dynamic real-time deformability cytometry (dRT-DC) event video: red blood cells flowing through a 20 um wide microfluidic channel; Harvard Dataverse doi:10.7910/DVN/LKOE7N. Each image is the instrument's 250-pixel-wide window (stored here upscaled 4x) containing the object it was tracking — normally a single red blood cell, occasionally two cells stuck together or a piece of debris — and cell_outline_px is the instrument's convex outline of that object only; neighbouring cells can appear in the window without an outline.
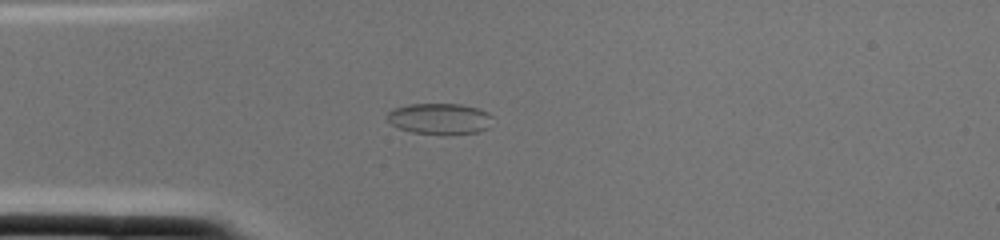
{"species": "common noctule bat (a hibernating species)", "species_latin": "Nyctalus noctula", "temperature_condition": "cold", "stored_images_in_passage": 2, "camera_frame_rate_fps": 3000, "um_per_image_px": 0.085, "animal": {"sex": "female", "body_mass_g": 22.0, "forearm_length_mm": 56.7}, "frame": {"image": 1, "passage_image": 2, "time_ms": 0.333, "image_size_px": [1000, 240], "cell_outline_px": [[496, 116], [488, 128], [480, 132], [448, 136], [412, 132], [400, 128], [392, 124], [388, 120], [388, 112], [392, 108], [408, 104], [460, 104], [476, 108], [488, 112]], "centroid_in_image_um": [37.44, 10.11], "position_along_channel_um": 47.6, "area_um2": 19.59}}